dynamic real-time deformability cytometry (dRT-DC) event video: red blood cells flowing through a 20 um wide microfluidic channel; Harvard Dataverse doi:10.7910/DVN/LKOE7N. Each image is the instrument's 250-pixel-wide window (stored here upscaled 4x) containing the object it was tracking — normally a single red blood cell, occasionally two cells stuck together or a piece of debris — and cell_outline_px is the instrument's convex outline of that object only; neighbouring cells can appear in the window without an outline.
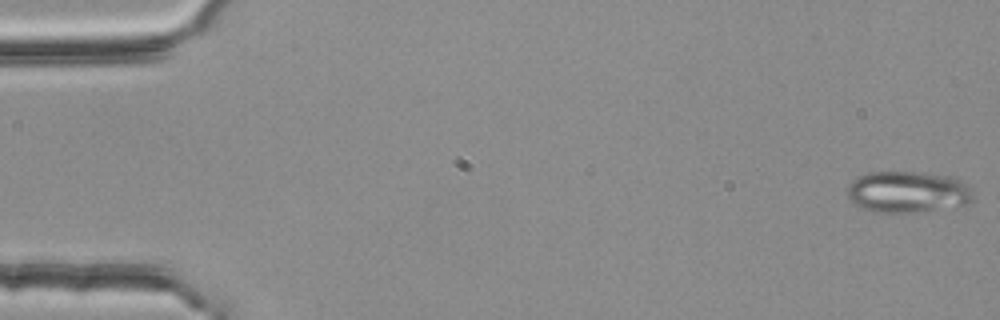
{"species": "common noctule bat (a hibernating species)", "species_latin": "Nyctalus noctula", "temperature_condition": "room temperature", "stored_images_in_passage": 54, "camera_frame_rate_fps": 3000, "um_per_image_px": 0.085, "animal": {"sex": "female", "body_mass_g": 25.1}, "frame": {"image": 1, "passage_image": 1, "time_ms": 0.0, "image_size_px": [1000, 320], "cell_outline_px": [[972, 200], [968, 204], [920, 212], [876, 212], [852, 204], [848, 196], [848, 184], [852, 180], [860, 176], [872, 172], [916, 172], [948, 176], [972, 188]], "centroid_in_image_um": [77.13, 16.33], "position_along_channel_um": 7.9, "area_um2": 30.11}}
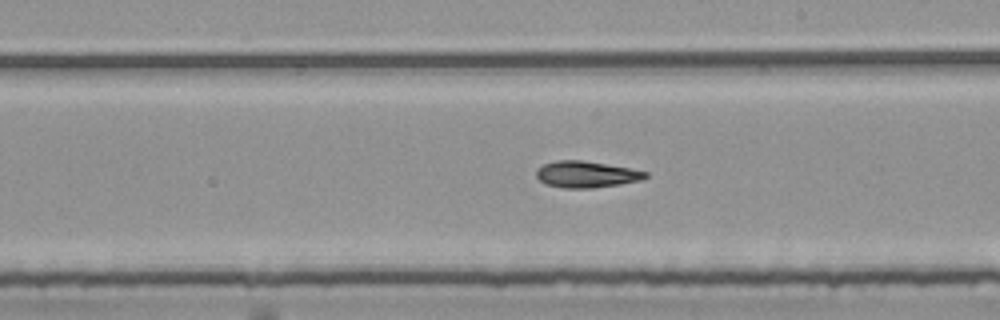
{"frame": {"image": 2, "passage_image": 31, "time_ms": 10.0, "image_size_px": [1000, 320], "cell_outline_px": [[648, 176], [640, 180], [620, 184], [592, 188], [564, 188], [544, 184], [536, 176], [536, 168], [544, 164], [556, 160], [584, 160], [628, 168], [648, 172]], "centroid_in_image_um": [49.79, 14.82], "position_along_channel_um": 239.2, "area_um2": 16.82}}
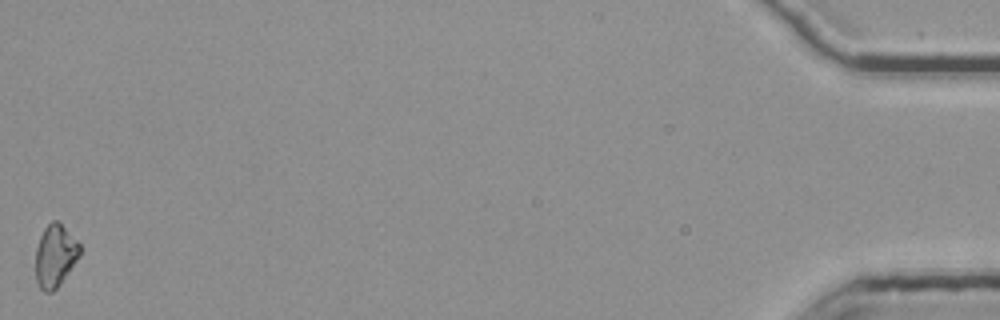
{"frame": {"image": 3, "passage_image": 54, "time_ms": 17.667, "image_size_px": [1000, 320], "cell_outline_px": [[80, 256], [60, 284], [52, 292], [44, 292], [40, 288], [36, 280], [36, 248], [40, 236], [44, 228], [52, 220], [56, 220], [80, 244]], "centroid_in_image_um": [4.68, 21.76], "position_along_channel_um": 430.5, "area_um2": 15.9}}